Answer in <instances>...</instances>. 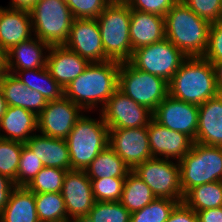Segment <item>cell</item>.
I'll return each mask as SVG.
<instances>
[{"instance_id": "obj_38", "label": "cell", "mask_w": 222, "mask_h": 222, "mask_svg": "<svg viewBox=\"0 0 222 222\" xmlns=\"http://www.w3.org/2000/svg\"><path fill=\"white\" fill-rule=\"evenodd\" d=\"M74 19H96L110 0H65Z\"/></svg>"}, {"instance_id": "obj_32", "label": "cell", "mask_w": 222, "mask_h": 222, "mask_svg": "<svg viewBox=\"0 0 222 222\" xmlns=\"http://www.w3.org/2000/svg\"><path fill=\"white\" fill-rule=\"evenodd\" d=\"M131 213L120 201L97 202L82 222H130Z\"/></svg>"}, {"instance_id": "obj_35", "label": "cell", "mask_w": 222, "mask_h": 222, "mask_svg": "<svg viewBox=\"0 0 222 222\" xmlns=\"http://www.w3.org/2000/svg\"><path fill=\"white\" fill-rule=\"evenodd\" d=\"M24 143L0 138V175L6 176L15 184L18 166Z\"/></svg>"}, {"instance_id": "obj_21", "label": "cell", "mask_w": 222, "mask_h": 222, "mask_svg": "<svg viewBox=\"0 0 222 222\" xmlns=\"http://www.w3.org/2000/svg\"><path fill=\"white\" fill-rule=\"evenodd\" d=\"M196 143L222 147V93L199 105Z\"/></svg>"}, {"instance_id": "obj_25", "label": "cell", "mask_w": 222, "mask_h": 222, "mask_svg": "<svg viewBox=\"0 0 222 222\" xmlns=\"http://www.w3.org/2000/svg\"><path fill=\"white\" fill-rule=\"evenodd\" d=\"M25 144L41 160L44 167L71 170L70 154L65 139L35 133Z\"/></svg>"}, {"instance_id": "obj_8", "label": "cell", "mask_w": 222, "mask_h": 222, "mask_svg": "<svg viewBox=\"0 0 222 222\" xmlns=\"http://www.w3.org/2000/svg\"><path fill=\"white\" fill-rule=\"evenodd\" d=\"M118 89L134 102L152 112L169 94V84L163 78L135 68L130 62L120 64Z\"/></svg>"}, {"instance_id": "obj_27", "label": "cell", "mask_w": 222, "mask_h": 222, "mask_svg": "<svg viewBox=\"0 0 222 222\" xmlns=\"http://www.w3.org/2000/svg\"><path fill=\"white\" fill-rule=\"evenodd\" d=\"M130 171L124 160L109 145L85 169L89 179L126 178Z\"/></svg>"}, {"instance_id": "obj_6", "label": "cell", "mask_w": 222, "mask_h": 222, "mask_svg": "<svg viewBox=\"0 0 222 222\" xmlns=\"http://www.w3.org/2000/svg\"><path fill=\"white\" fill-rule=\"evenodd\" d=\"M178 163L183 195L196 186L222 181V147L194 142Z\"/></svg>"}, {"instance_id": "obj_13", "label": "cell", "mask_w": 222, "mask_h": 222, "mask_svg": "<svg viewBox=\"0 0 222 222\" xmlns=\"http://www.w3.org/2000/svg\"><path fill=\"white\" fill-rule=\"evenodd\" d=\"M60 193L65 202L68 222H82L95 203L92 182L85 171H67Z\"/></svg>"}, {"instance_id": "obj_26", "label": "cell", "mask_w": 222, "mask_h": 222, "mask_svg": "<svg viewBox=\"0 0 222 222\" xmlns=\"http://www.w3.org/2000/svg\"><path fill=\"white\" fill-rule=\"evenodd\" d=\"M1 222H40L36 212L35 193L26 187H15L5 208Z\"/></svg>"}, {"instance_id": "obj_15", "label": "cell", "mask_w": 222, "mask_h": 222, "mask_svg": "<svg viewBox=\"0 0 222 222\" xmlns=\"http://www.w3.org/2000/svg\"><path fill=\"white\" fill-rule=\"evenodd\" d=\"M133 170L152 157L147 126L138 128L109 129V144Z\"/></svg>"}, {"instance_id": "obj_47", "label": "cell", "mask_w": 222, "mask_h": 222, "mask_svg": "<svg viewBox=\"0 0 222 222\" xmlns=\"http://www.w3.org/2000/svg\"><path fill=\"white\" fill-rule=\"evenodd\" d=\"M7 107H8L7 102L5 100L3 91L0 87V120L2 116L5 114V110L7 109Z\"/></svg>"}, {"instance_id": "obj_48", "label": "cell", "mask_w": 222, "mask_h": 222, "mask_svg": "<svg viewBox=\"0 0 222 222\" xmlns=\"http://www.w3.org/2000/svg\"><path fill=\"white\" fill-rule=\"evenodd\" d=\"M5 71V53L0 48V73Z\"/></svg>"}, {"instance_id": "obj_20", "label": "cell", "mask_w": 222, "mask_h": 222, "mask_svg": "<svg viewBox=\"0 0 222 222\" xmlns=\"http://www.w3.org/2000/svg\"><path fill=\"white\" fill-rule=\"evenodd\" d=\"M32 32L29 11L0 6V48L4 53L32 38Z\"/></svg>"}, {"instance_id": "obj_23", "label": "cell", "mask_w": 222, "mask_h": 222, "mask_svg": "<svg viewBox=\"0 0 222 222\" xmlns=\"http://www.w3.org/2000/svg\"><path fill=\"white\" fill-rule=\"evenodd\" d=\"M0 87L8 106L22 107L35 113H41L48 101L38 91L27 88L14 74L0 73Z\"/></svg>"}, {"instance_id": "obj_5", "label": "cell", "mask_w": 222, "mask_h": 222, "mask_svg": "<svg viewBox=\"0 0 222 222\" xmlns=\"http://www.w3.org/2000/svg\"><path fill=\"white\" fill-rule=\"evenodd\" d=\"M99 119L82 115L65 139L70 154L71 170L85 171L109 144V128L101 113Z\"/></svg>"}, {"instance_id": "obj_34", "label": "cell", "mask_w": 222, "mask_h": 222, "mask_svg": "<svg viewBox=\"0 0 222 222\" xmlns=\"http://www.w3.org/2000/svg\"><path fill=\"white\" fill-rule=\"evenodd\" d=\"M180 201L167 198H155L143 209L130 215V222H166Z\"/></svg>"}, {"instance_id": "obj_16", "label": "cell", "mask_w": 222, "mask_h": 222, "mask_svg": "<svg viewBox=\"0 0 222 222\" xmlns=\"http://www.w3.org/2000/svg\"><path fill=\"white\" fill-rule=\"evenodd\" d=\"M65 47L92 62H105L101 33L96 19H74Z\"/></svg>"}, {"instance_id": "obj_40", "label": "cell", "mask_w": 222, "mask_h": 222, "mask_svg": "<svg viewBox=\"0 0 222 222\" xmlns=\"http://www.w3.org/2000/svg\"><path fill=\"white\" fill-rule=\"evenodd\" d=\"M203 57L210 63L222 61V21L211 23L208 47Z\"/></svg>"}, {"instance_id": "obj_7", "label": "cell", "mask_w": 222, "mask_h": 222, "mask_svg": "<svg viewBox=\"0 0 222 222\" xmlns=\"http://www.w3.org/2000/svg\"><path fill=\"white\" fill-rule=\"evenodd\" d=\"M29 12L33 36L49 46L66 43L74 17L65 0H38Z\"/></svg>"}, {"instance_id": "obj_39", "label": "cell", "mask_w": 222, "mask_h": 222, "mask_svg": "<svg viewBox=\"0 0 222 222\" xmlns=\"http://www.w3.org/2000/svg\"><path fill=\"white\" fill-rule=\"evenodd\" d=\"M199 17L210 23L222 21L221 0H181Z\"/></svg>"}, {"instance_id": "obj_28", "label": "cell", "mask_w": 222, "mask_h": 222, "mask_svg": "<svg viewBox=\"0 0 222 222\" xmlns=\"http://www.w3.org/2000/svg\"><path fill=\"white\" fill-rule=\"evenodd\" d=\"M15 76L27 88L41 93L47 101L61 99L64 96V89L51 76L47 66L39 69L20 70Z\"/></svg>"}, {"instance_id": "obj_36", "label": "cell", "mask_w": 222, "mask_h": 222, "mask_svg": "<svg viewBox=\"0 0 222 222\" xmlns=\"http://www.w3.org/2000/svg\"><path fill=\"white\" fill-rule=\"evenodd\" d=\"M94 200L97 202L120 201L125 178L90 179Z\"/></svg>"}, {"instance_id": "obj_1", "label": "cell", "mask_w": 222, "mask_h": 222, "mask_svg": "<svg viewBox=\"0 0 222 222\" xmlns=\"http://www.w3.org/2000/svg\"><path fill=\"white\" fill-rule=\"evenodd\" d=\"M120 62L108 60L90 63L83 73L65 89L64 96L77 104L83 112L105 106L118 89Z\"/></svg>"}, {"instance_id": "obj_11", "label": "cell", "mask_w": 222, "mask_h": 222, "mask_svg": "<svg viewBox=\"0 0 222 222\" xmlns=\"http://www.w3.org/2000/svg\"><path fill=\"white\" fill-rule=\"evenodd\" d=\"M99 113L109 129L148 126L153 112L117 89Z\"/></svg>"}, {"instance_id": "obj_24", "label": "cell", "mask_w": 222, "mask_h": 222, "mask_svg": "<svg viewBox=\"0 0 222 222\" xmlns=\"http://www.w3.org/2000/svg\"><path fill=\"white\" fill-rule=\"evenodd\" d=\"M4 132L5 134L1 133ZM38 132V116L22 107L8 106L0 120V138L26 143Z\"/></svg>"}, {"instance_id": "obj_10", "label": "cell", "mask_w": 222, "mask_h": 222, "mask_svg": "<svg viewBox=\"0 0 222 222\" xmlns=\"http://www.w3.org/2000/svg\"><path fill=\"white\" fill-rule=\"evenodd\" d=\"M150 188L156 198H167L183 202L180 186L179 163L168 159L151 158L132 170Z\"/></svg>"}, {"instance_id": "obj_43", "label": "cell", "mask_w": 222, "mask_h": 222, "mask_svg": "<svg viewBox=\"0 0 222 222\" xmlns=\"http://www.w3.org/2000/svg\"><path fill=\"white\" fill-rule=\"evenodd\" d=\"M16 185L6 176L0 175V212L7 205L10 195Z\"/></svg>"}, {"instance_id": "obj_14", "label": "cell", "mask_w": 222, "mask_h": 222, "mask_svg": "<svg viewBox=\"0 0 222 222\" xmlns=\"http://www.w3.org/2000/svg\"><path fill=\"white\" fill-rule=\"evenodd\" d=\"M199 106L176 99L169 94L153 111V119L164 127L196 140Z\"/></svg>"}, {"instance_id": "obj_30", "label": "cell", "mask_w": 222, "mask_h": 222, "mask_svg": "<svg viewBox=\"0 0 222 222\" xmlns=\"http://www.w3.org/2000/svg\"><path fill=\"white\" fill-rule=\"evenodd\" d=\"M183 202L195 212L222 206V181L202 184L190 189Z\"/></svg>"}, {"instance_id": "obj_44", "label": "cell", "mask_w": 222, "mask_h": 222, "mask_svg": "<svg viewBox=\"0 0 222 222\" xmlns=\"http://www.w3.org/2000/svg\"><path fill=\"white\" fill-rule=\"evenodd\" d=\"M198 222H222V206L197 211Z\"/></svg>"}, {"instance_id": "obj_29", "label": "cell", "mask_w": 222, "mask_h": 222, "mask_svg": "<svg viewBox=\"0 0 222 222\" xmlns=\"http://www.w3.org/2000/svg\"><path fill=\"white\" fill-rule=\"evenodd\" d=\"M155 198L151 188L131 170L125 178L120 203L133 213L143 209Z\"/></svg>"}, {"instance_id": "obj_2", "label": "cell", "mask_w": 222, "mask_h": 222, "mask_svg": "<svg viewBox=\"0 0 222 222\" xmlns=\"http://www.w3.org/2000/svg\"><path fill=\"white\" fill-rule=\"evenodd\" d=\"M165 38L187 57H203L211 23L179 0L164 17Z\"/></svg>"}, {"instance_id": "obj_31", "label": "cell", "mask_w": 222, "mask_h": 222, "mask_svg": "<svg viewBox=\"0 0 222 222\" xmlns=\"http://www.w3.org/2000/svg\"><path fill=\"white\" fill-rule=\"evenodd\" d=\"M40 222H68L67 210L60 192L35 194Z\"/></svg>"}, {"instance_id": "obj_33", "label": "cell", "mask_w": 222, "mask_h": 222, "mask_svg": "<svg viewBox=\"0 0 222 222\" xmlns=\"http://www.w3.org/2000/svg\"><path fill=\"white\" fill-rule=\"evenodd\" d=\"M67 171L61 168L43 167L26 188L35 194L61 192Z\"/></svg>"}, {"instance_id": "obj_17", "label": "cell", "mask_w": 222, "mask_h": 222, "mask_svg": "<svg viewBox=\"0 0 222 222\" xmlns=\"http://www.w3.org/2000/svg\"><path fill=\"white\" fill-rule=\"evenodd\" d=\"M153 158L179 162L191 149L194 141L184 133L162 126L153 118L147 126Z\"/></svg>"}, {"instance_id": "obj_42", "label": "cell", "mask_w": 222, "mask_h": 222, "mask_svg": "<svg viewBox=\"0 0 222 222\" xmlns=\"http://www.w3.org/2000/svg\"><path fill=\"white\" fill-rule=\"evenodd\" d=\"M166 222H198L197 212L188 207L184 202H179Z\"/></svg>"}, {"instance_id": "obj_46", "label": "cell", "mask_w": 222, "mask_h": 222, "mask_svg": "<svg viewBox=\"0 0 222 222\" xmlns=\"http://www.w3.org/2000/svg\"><path fill=\"white\" fill-rule=\"evenodd\" d=\"M211 64L214 69L217 89L220 93H222V61Z\"/></svg>"}, {"instance_id": "obj_49", "label": "cell", "mask_w": 222, "mask_h": 222, "mask_svg": "<svg viewBox=\"0 0 222 222\" xmlns=\"http://www.w3.org/2000/svg\"><path fill=\"white\" fill-rule=\"evenodd\" d=\"M110 1L126 2L127 0H110Z\"/></svg>"}, {"instance_id": "obj_12", "label": "cell", "mask_w": 222, "mask_h": 222, "mask_svg": "<svg viewBox=\"0 0 222 222\" xmlns=\"http://www.w3.org/2000/svg\"><path fill=\"white\" fill-rule=\"evenodd\" d=\"M82 111L65 96L48 101L38 115V132L52 138L66 139L76 121L83 115Z\"/></svg>"}, {"instance_id": "obj_19", "label": "cell", "mask_w": 222, "mask_h": 222, "mask_svg": "<svg viewBox=\"0 0 222 222\" xmlns=\"http://www.w3.org/2000/svg\"><path fill=\"white\" fill-rule=\"evenodd\" d=\"M49 48L36 36L13 46L5 53V71L15 75L20 70L46 67Z\"/></svg>"}, {"instance_id": "obj_45", "label": "cell", "mask_w": 222, "mask_h": 222, "mask_svg": "<svg viewBox=\"0 0 222 222\" xmlns=\"http://www.w3.org/2000/svg\"><path fill=\"white\" fill-rule=\"evenodd\" d=\"M38 0H11L9 8L30 11Z\"/></svg>"}, {"instance_id": "obj_18", "label": "cell", "mask_w": 222, "mask_h": 222, "mask_svg": "<svg viewBox=\"0 0 222 222\" xmlns=\"http://www.w3.org/2000/svg\"><path fill=\"white\" fill-rule=\"evenodd\" d=\"M90 62L64 45L50 46L46 66L51 76L65 89L84 72Z\"/></svg>"}, {"instance_id": "obj_37", "label": "cell", "mask_w": 222, "mask_h": 222, "mask_svg": "<svg viewBox=\"0 0 222 222\" xmlns=\"http://www.w3.org/2000/svg\"><path fill=\"white\" fill-rule=\"evenodd\" d=\"M43 167L41 160L24 144L15 179L16 187H26Z\"/></svg>"}, {"instance_id": "obj_3", "label": "cell", "mask_w": 222, "mask_h": 222, "mask_svg": "<svg viewBox=\"0 0 222 222\" xmlns=\"http://www.w3.org/2000/svg\"><path fill=\"white\" fill-rule=\"evenodd\" d=\"M168 84L170 96L198 106L220 93L213 66L204 57H187Z\"/></svg>"}, {"instance_id": "obj_22", "label": "cell", "mask_w": 222, "mask_h": 222, "mask_svg": "<svg viewBox=\"0 0 222 222\" xmlns=\"http://www.w3.org/2000/svg\"><path fill=\"white\" fill-rule=\"evenodd\" d=\"M132 51L165 38L164 17L131 9L130 32Z\"/></svg>"}, {"instance_id": "obj_4", "label": "cell", "mask_w": 222, "mask_h": 222, "mask_svg": "<svg viewBox=\"0 0 222 222\" xmlns=\"http://www.w3.org/2000/svg\"><path fill=\"white\" fill-rule=\"evenodd\" d=\"M131 8L126 2L111 1L96 18L106 57L120 63L132 58L129 37Z\"/></svg>"}, {"instance_id": "obj_41", "label": "cell", "mask_w": 222, "mask_h": 222, "mask_svg": "<svg viewBox=\"0 0 222 222\" xmlns=\"http://www.w3.org/2000/svg\"><path fill=\"white\" fill-rule=\"evenodd\" d=\"M178 1L179 0H127L126 3L131 9L165 17L168 10Z\"/></svg>"}, {"instance_id": "obj_9", "label": "cell", "mask_w": 222, "mask_h": 222, "mask_svg": "<svg viewBox=\"0 0 222 222\" xmlns=\"http://www.w3.org/2000/svg\"><path fill=\"white\" fill-rule=\"evenodd\" d=\"M187 56L167 38L133 51L130 63L146 73L163 78L168 83Z\"/></svg>"}]
</instances>
